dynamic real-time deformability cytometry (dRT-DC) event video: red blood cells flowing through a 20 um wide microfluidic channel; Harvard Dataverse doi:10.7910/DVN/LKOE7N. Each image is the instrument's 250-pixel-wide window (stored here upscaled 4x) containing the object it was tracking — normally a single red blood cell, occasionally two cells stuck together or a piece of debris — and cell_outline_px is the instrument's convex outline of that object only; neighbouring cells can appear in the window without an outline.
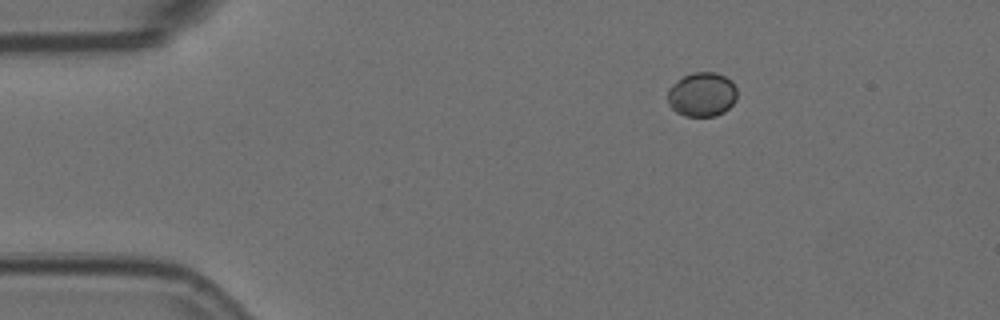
{"species": "Egyptian fruit bat (a non-hibernating species)", "species_latin": "Rousettus aegyptiacus", "temperature_condition": "room temperature", "stored_images_in_passage": 3, "camera_frame_rate_fps": 3000, "um_per_image_px": 0.085, "animal": {"sex": "female"}, "frame": {"image": 1, "passage_image": 1, "time_ms": 0.0, "image_size_px": [1000, 320], "cell_outline_px": [[736, 100], [724, 112], [716, 116], [684, 116], [676, 112], [668, 104], [668, 88], [676, 80], [692, 72], [716, 72], [732, 80], [736, 88]], "centroid_in_image_um": [59.66, 8.02], "position_along_channel_um": 25.3, "area_um2": 18.09}}